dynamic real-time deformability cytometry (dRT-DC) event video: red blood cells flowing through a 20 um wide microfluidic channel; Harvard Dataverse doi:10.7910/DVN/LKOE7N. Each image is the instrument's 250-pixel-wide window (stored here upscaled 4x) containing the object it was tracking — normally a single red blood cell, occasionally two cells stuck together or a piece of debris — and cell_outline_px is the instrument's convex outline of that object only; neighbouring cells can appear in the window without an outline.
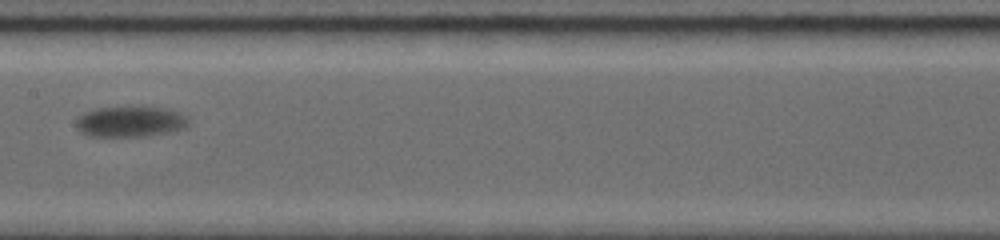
{"species": "common noctule bat (a hibernating species)", "species_latin": "Nyctalus noctula", "temperature_condition": "room temperature", "stored_images_in_passage": 34, "camera_frame_rate_fps": 5000, "um_per_image_px": 0.085, "animal": {"sex": "female", "body_mass_g": 19.0, "forearm_length_mm": 56.7}, "frame": {"image": 1, "passage_image": 15, "time_ms": 8.8, "image_size_px": [1000, 240], "cell_outline_px": [[184, 124], [176, 128], [136, 136], [100, 136], [84, 132], [76, 124], [76, 120], [84, 112], [96, 108], [160, 108], [176, 112], [184, 116]], "centroid_in_image_um": [10.91, 10.31], "position_along_channel_um": 196.5, "area_um2": 18.21}}
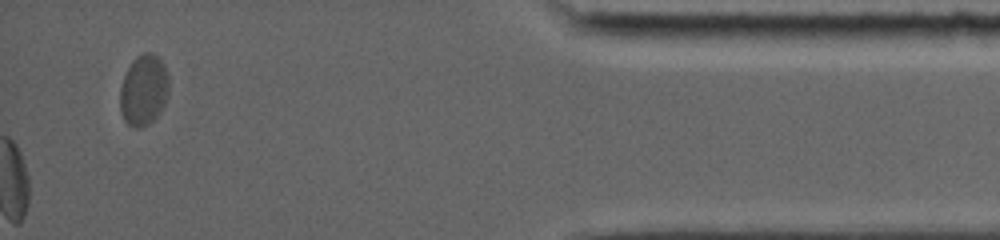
{"frame": {"image": 2, "passage_image": 34, "time_ms": 16.4, "image_size_px": [1000, 240], "cell_outline_px": [[168, 92], [164, 104], [160, 112], [148, 124], [140, 128], [136, 128], [128, 124], [124, 120], [120, 112], [120, 88], [124, 76], [132, 60], [136, 56], [144, 52], [152, 52], [164, 64], [168, 76]], "centroid_in_image_um": [12.2, 7.65], "position_along_channel_um": 423.0, "area_um2": 20.17}}